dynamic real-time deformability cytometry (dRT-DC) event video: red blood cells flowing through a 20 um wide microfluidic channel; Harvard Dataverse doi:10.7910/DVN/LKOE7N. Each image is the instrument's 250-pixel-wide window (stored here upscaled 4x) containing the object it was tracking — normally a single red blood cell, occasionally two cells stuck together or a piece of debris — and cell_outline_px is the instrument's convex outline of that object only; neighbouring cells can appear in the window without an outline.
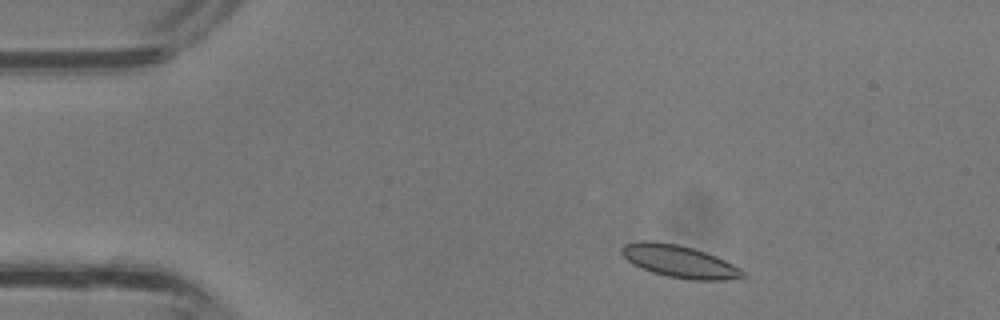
{"species": "common noctule bat (a hibernating species)", "species_latin": "Nyctalus noctula", "temperature_condition": "room temperature", "stored_images_in_passage": 32, "camera_frame_rate_fps": 3000, "um_per_image_px": 0.085, "animal": {"sex": "male", "body_mass_g": 13.3}, "frame": {"image": 1, "passage_image": 1, "time_ms": 0.0, "image_size_px": [1000, 320], "cell_outline_px": [[748, 276], [724, 280], [692, 280], [668, 276], [652, 272], [628, 260], [620, 252], [620, 248], [624, 244], [640, 240], [652, 240], [676, 244], [692, 248], [716, 256], [740, 268]], "centroid_in_image_um": [57.75, 22.21], "position_along_channel_um": 27.3, "area_um2": 22.6}}
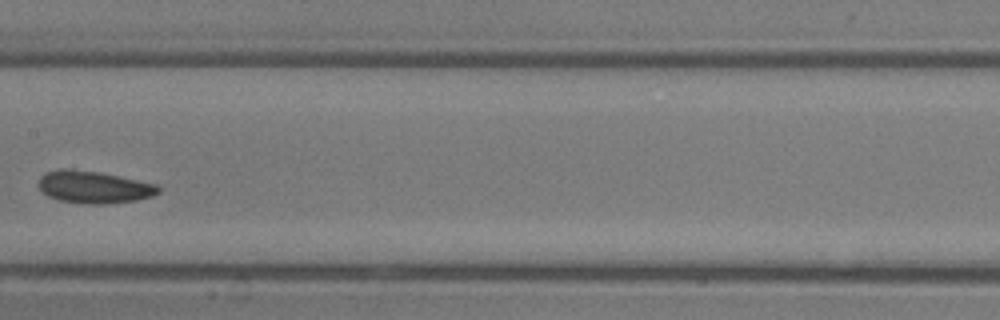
{"frame": {"image": 2, "passage_image": 14, "time_ms": 4.333, "image_size_px": [1000, 320], "cell_outline_px": [[160, 192], [152, 196], [136, 200], [104, 204], [88, 204], [60, 200], [48, 196], [40, 188], [40, 176], [44, 172], [60, 168], [72, 168], [100, 172], [160, 184]], "centroid_in_image_um": [8.01, 15.88], "position_along_channel_um": 199.4, "area_um2": 22.72}}
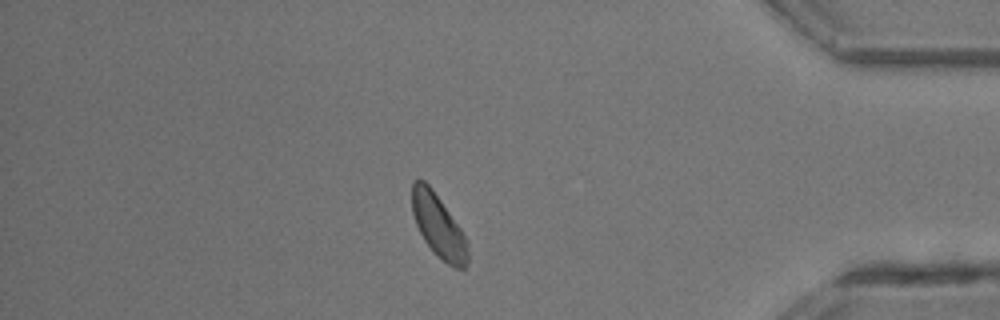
{"frame": {"image": 3, "passage_image": 27, "time_ms": 8.667, "image_size_px": [1000, 320], "cell_outline_px": [[468, 260], [464, 268], [456, 268], [448, 264], [424, 240], [416, 224], [412, 212], [412, 180], [424, 180], [432, 188], [460, 228], [468, 244]], "centroid_in_image_um": [37.26, 19.17], "position_along_channel_um": 397.9, "area_um2": 19.94}}